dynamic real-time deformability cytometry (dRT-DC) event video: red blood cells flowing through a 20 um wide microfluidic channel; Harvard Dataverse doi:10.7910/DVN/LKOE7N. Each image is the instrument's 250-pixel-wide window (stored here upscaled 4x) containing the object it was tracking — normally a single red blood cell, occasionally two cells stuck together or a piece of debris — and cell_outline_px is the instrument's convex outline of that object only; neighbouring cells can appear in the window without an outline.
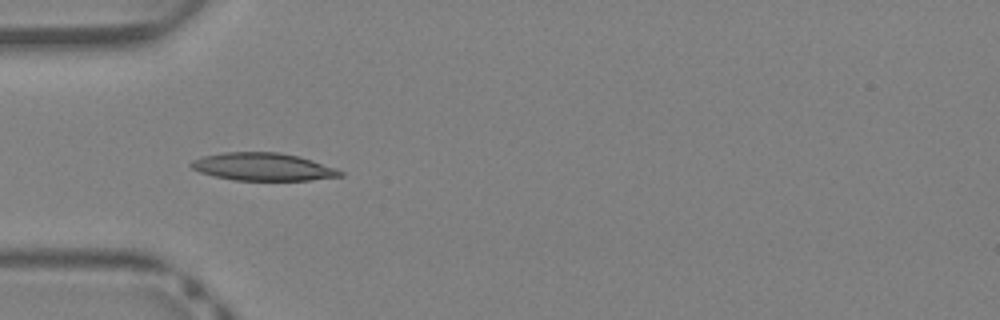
{"species": "Egyptian fruit bat (a non-hibernating species)", "species_latin": "Rousettus aegyptiacus", "temperature_condition": "warm", "stored_images_in_passage": 27, "camera_frame_rate_fps": 3000, "um_per_image_px": 0.085, "animal": {"sex": "female"}, "frame": {"image": 1, "passage_image": 1, "time_ms": 0.0, "image_size_px": [1000, 320], "cell_outline_px": [[344, 176], [308, 180], [232, 180], [200, 172], [192, 168], [188, 164], [192, 160], [204, 156], [224, 152], [280, 152], [300, 156], [336, 168], [344, 172]], "centroid_in_image_um": [22.37, 14.17], "position_along_channel_um": 62.6, "area_um2": 24.1}}
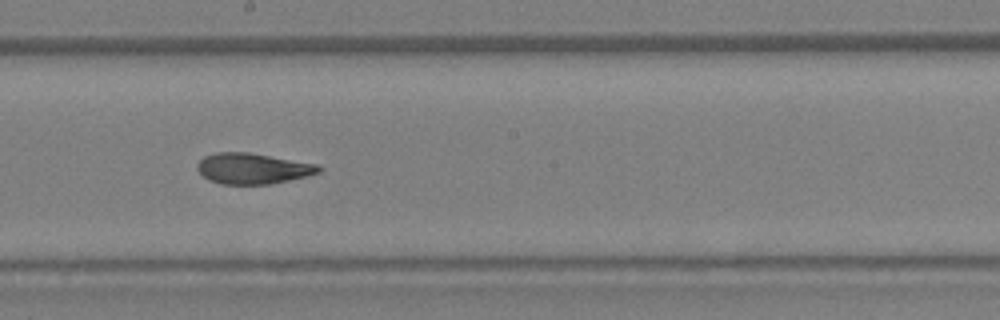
{"frame": {"image": 2, "passage_image": 11, "time_ms": 3.333, "image_size_px": [1000, 320], "cell_outline_px": [[324, 168], [320, 172], [288, 180], [268, 184], [220, 184], [208, 180], [196, 168], [196, 164], [204, 156], [216, 152], [248, 152], [316, 164]], "centroid_in_image_um": [21.44, 14.32], "position_along_channel_um": 226.8, "area_um2": 21.62}}
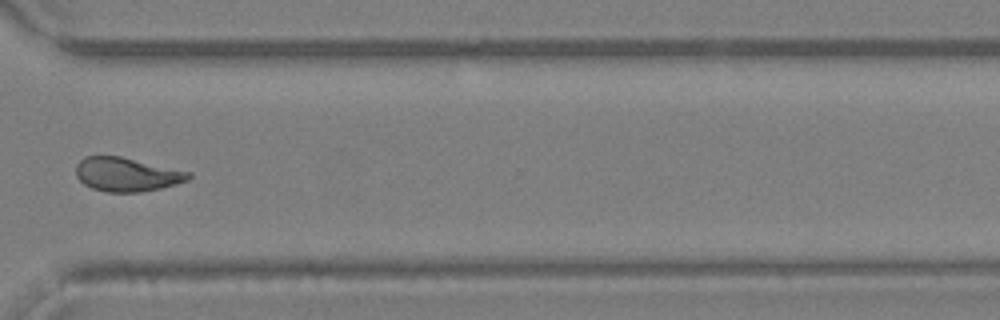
{"frame": {"image": 3, "passage_image": 19, "time_ms": 6.0, "image_size_px": [1000, 320], "cell_outline_px": [[192, 176], [188, 180], [176, 184], [160, 188], [140, 192], [108, 192], [92, 188], [84, 184], [76, 176], [76, 164], [84, 156], [120, 156], [192, 172]], "centroid_in_image_um": [10.78, 14.82], "position_along_channel_um": 359.8, "area_um2": 22.25}, "authors_computed_cell_mechanics": {"area_um2": 22.253, "velocity_mm_per_s": 4.9815, "shape_relaxation_time_tau1_ms": 7.4171, "shape_relaxation_time_tau2_ms": 2.0862, "deformation_change_tau1": 0.2445, "deformation_change_tau2": 0.0841}}